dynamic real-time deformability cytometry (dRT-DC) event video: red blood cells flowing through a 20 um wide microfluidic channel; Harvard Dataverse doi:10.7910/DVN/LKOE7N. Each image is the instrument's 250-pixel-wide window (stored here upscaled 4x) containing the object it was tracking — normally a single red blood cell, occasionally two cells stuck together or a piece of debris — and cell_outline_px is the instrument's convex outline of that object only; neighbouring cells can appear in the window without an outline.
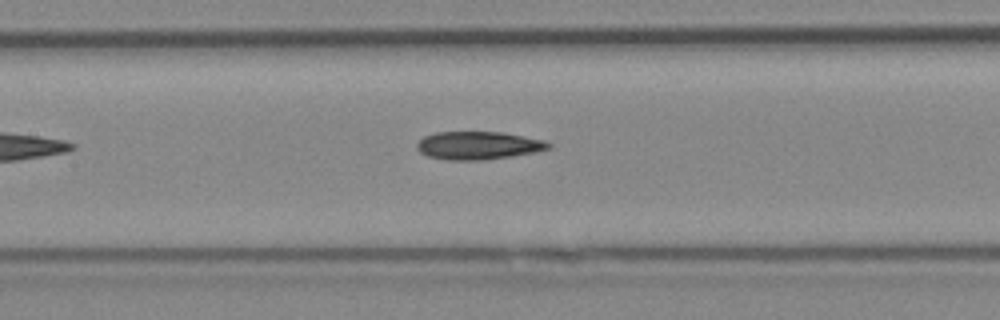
{"species": "Egyptian fruit bat (a non-hibernating species)", "species_latin": "Rousettus aegyptiacus", "temperature_condition": "cold", "stored_images_in_passage": 6, "camera_frame_rate_fps": 3000, "um_per_image_px": 0.085, "animal": {"sex": "female"}, "frame": {"image": 1, "passage_image": 6, "time_ms": 1.667, "image_size_px": [1000, 320], "cell_outline_px": [[552, 148], [536, 152], [480, 160], [448, 160], [428, 156], [420, 152], [416, 148], [416, 144], [424, 136], [436, 132], [504, 132], [544, 140], [552, 144]], "centroid_in_image_um": [40.66, 12.36], "position_along_channel_um": 166.7, "area_um2": 21.44}}